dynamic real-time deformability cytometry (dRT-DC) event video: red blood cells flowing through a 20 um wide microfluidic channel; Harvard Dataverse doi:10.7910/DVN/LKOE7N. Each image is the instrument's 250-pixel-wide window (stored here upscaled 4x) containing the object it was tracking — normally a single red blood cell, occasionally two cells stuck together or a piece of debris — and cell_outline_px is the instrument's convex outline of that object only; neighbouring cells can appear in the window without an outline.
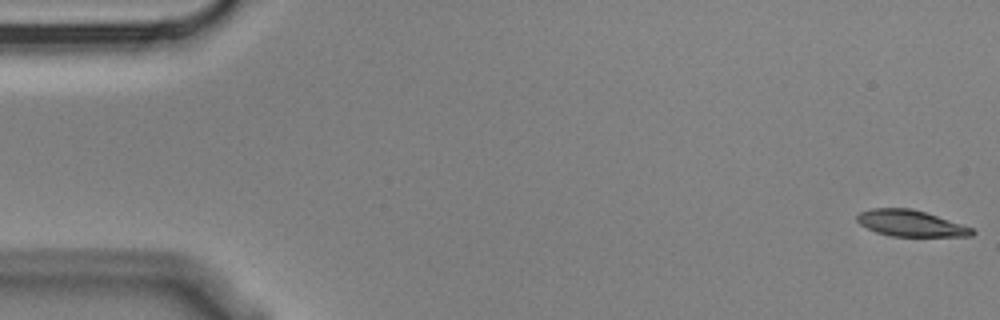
{"species": "Egyptian fruit bat (a non-hibernating species)", "species_latin": "Rousettus aegyptiacus", "temperature_condition": "cold", "stored_images_in_passage": 5, "camera_frame_rate_fps": 3000, "um_per_image_px": 0.085, "animal": {"sex": "male"}, "frame": {"image": 1, "passage_image": 1, "time_ms": 0.0, "image_size_px": [1000, 320], "cell_outline_px": [[976, 232], [972, 236], [892, 236], [876, 232], [860, 224], [856, 220], [856, 216], [860, 212], [872, 208], [912, 208], [972, 228]], "centroid_in_image_um": [77.37, 18.98], "position_along_channel_um": 7.6, "area_um2": 17.34}}
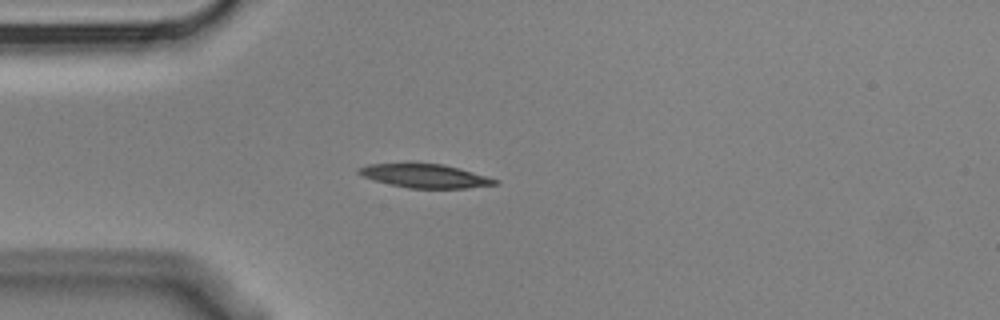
{"frame": {"image": 2, "passage_image": 5, "time_ms": 1.333, "image_size_px": [1000, 320], "cell_outline_px": [[500, 180], [496, 184], [468, 188], [408, 188], [376, 180], [364, 176], [356, 172], [356, 168], [368, 164], [444, 164], [460, 168]], "centroid_in_image_um": [36.16, 14.95], "position_along_channel_um": 48.8, "area_um2": 18.5}}